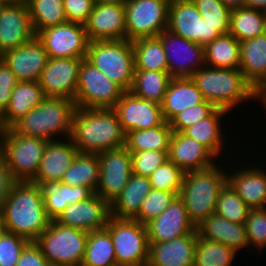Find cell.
Segmentation results:
<instances>
[{"instance_id": "cell-1", "label": "cell", "mask_w": 266, "mask_h": 266, "mask_svg": "<svg viewBox=\"0 0 266 266\" xmlns=\"http://www.w3.org/2000/svg\"><path fill=\"white\" fill-rule=\"evenodd\" d=\"M1 215L6 231L28 241H35L51 222L39 185L31 181L13 183L7 192Z\"/></svg>"}, {"instance_id": "cell-2", "label": "cell", "mask_w": 266, "mask_h": 266, "mask_svg": "<svg viewBox=\"0 0 266 266\" xmlns=\"http://www.w3.org/2000/svg\"><path fill=\"white\" fill-rule=\"evenodd\" d=\"M69 138L79 153L98 154L126 146V134L114 109L76 108Z\"/></svg>"}, {"instance_id": "cell-3", "label": "cell", "mask_w": 266, "mask_h": 266, "mask_svg": "<svg viewBox=\"0 0 266 266\" xmlns=\"http://www.w3.org/2000/svg\"><path fill=\"white\" fill-rule=\"evenodd\" d=\"M217 161L210 168L184 173L178 196L185 204L188 218L195 227L215 213L219 192L227 183L229 165L223 159Z\"/></svg>"}, {"instance_id": "cell-4", "label": "cell", "mask_w": 266, "mask_h": 266, "mask_svg": "<svg viewBox=\"0 0 266 266\" xmlns=\"http://www.w3.org/2000/svg\"><path fill=\"white\" fill-rule=\"evenodd\" d=\"M191 79L202 93L204 100L227 111L241 102L256 101L255 89L246 81L240 69L213 68L205 65Z\"/></svg>"}, {"instance_id": "cell-5", "label": "cell", "mask_w": 266, "mask_h": 266, "mask_svg": "<svg viewBox=\"0 0 266 266\" xmlns=\"http://www.w3.org/2000/svg\"><path fill=\"white\" fill-rule=\"evenodd\" d=\"M76 108L74 100L46 97L38 106L24 115L12 129L16 133L46 141L59 138L66 140L71 135Z\"/></svg>"}, {"instance_id": "cell-6", "label": "cell", "mask_w": 266, "mask_h": 266, "mask_svg": "<svg viewBox=\"0 0 266 266\" xmlns=\"http://www.w3.org/2000/svg\"><path fill=\"white\" fill-rule=\"evenodd\" d=\"M89 232L51 220L34 241L51 266H81Z\"/></svg>"}, {"instance_id": "cell-7", "label": "cell", "mask_w": 266, "mask_h": 266, "mask_svg": "<svg viewBox=\"0 0 266 266\" xmlns=\"http://www.w3.org/2000/svg\"><path fill=\"white\" fill-rule=\"evenodd\" d=\"M86 59L124 91L130 90L134 76L132 41L123 39L89 42Z\"/></svg>"}, {"instance_id": "cell-8", "label": "cell", "mask_w": 266, "mask_h": 266, "mask_svg": "<svg viewBox=\"0 0 266 266\" xmlns=\"http://www.w3.org/2000/svg\"><path fill=\"white\" fill-rule=\"evenodd\" d=\"M48 141L6 129L1 156L14 181H32L39 169Z\"/></svg>"}, {"instance_id": "cell-9", "label": "cell", "mask_w": 266, "mask_h": 266, "mask_svg": "<svg viewBox=\"0 0 266 266\" xmlns=\"http://www.w3.org/2000/svg\"><path fill=\"white\" fill-rule=\"evenodd\" d=\"M106 228L113 240L117 266H147L149 240L144 224L110 216Z\"/></svg>"}, {"instance_id": "cell-10", "label": "cell", "mask_w": 266, "mask_h": 266, "mask_svg": "<svg viewBox=\"0 0 266 266\" xmlns=\"http://www.w3.org/2000/svg\"><path fill=\"white\" fill-rule=\"evenodd\" d=\"M124 92L86 58L82 59L74 99L77 108L113 109Z\"/></svg>"}, {"instance_id": "cell-11", "label": "cell", "mask_w": 266, "mask_h": 266, "mask_svg": "<svg viewBox=\"0 0 266 266\" xmlns=\"http://www.w3.org/2000/svg\"><path fill=\"white\" fill-rule=\"evenodd\" d=\"M170 0H126L127 40L157 37L168 27Z\"/></svg>"}, {"instance_id": "cell-12", "label": "cell", "mask_w": 266, "mask_h": 266, "mask_svg": "<svg viewBox=\"0 0 266 266\" xmlns=\"http://www.w3.org/2000/svg\"><path fill=\"white\" fill-rule=\"evenodd\" d=\"M167 30L203 46L223 35L202 19L192 0H170Z\"/></svg>"}, {"instance_id": "cell-13", "label": "cell", "mask_w": 266, "mask_h": 266, "mask_svg": "<svg viewBox=\"0 0 266 266\" xmlns=\"http://www.w3.org/2000/svg\"><path fill=\"white\" fill-rule=\"evenodd\" d=\"M98 158L100 173L95 194L111 205L133 174L131 153L123 146L100 152Z\"/></svg>"}, {"instance_id": "cell-14", "label": "cell", "mask_w": 266, "mask_h": 266, "mask_svg": "<svg viewBox=\"0 0 266 266\" xmlns=\"http://www.w3.org/2000/svg\"><path fill=\"white\" fill-rule=\"evenodd\" d=\"M48 58L87 57L89 40L85 25L70 21L45 28L36 34Z\"/></svg>"}, {"instance_id": "cell-15", "label": "cell", "mask_w": 266, "mask_h": 266, "mask_svg": "<svg viewBox=\"0 0 266 266\" xmlns=\"http://www.w3.org/2000/svg\"><path fill=\"white\" fill-rule=\"evenodd\" d=\"M157 37L162 42L168 72L172 78L191 77L205 66L203 45L175 35L167 29Z\"/></svg>"}, {"instance_id": "cell-16", "label": "cell", "mask_w": 266, "mask_h": 266, "mask_svg": "<svg viewBox=\"0 0 266 266\" xmlns=\"http://www.w3.org/2000/svg\"><path fill=\"white\" fill-rule=\"evenodd\" d=\"M81 58H48L39 78L45 97L74 100Z\"/></svg>"}, {"instance_id": "cell-17", "label": "cell", "mask_w": 266, "mask_h": 266, "mask_svg": "<svg viewBox=\"0 0 266 266\" xmlns=\"http://www.w3.org/2000/svg\"><path fill=\"white\" fill-rule=\"evenodd\" d=\"M113 109L125 134L158 127L165 122L161 104L138 98L130 91L123 93Z\"/></svg>"}, {"instance_id": "cell-18", "label": "cell", "mask_w": 266, "mask_h": 266, "mask_svg": "<svg viewBox=\"0 0 266 266\" xmlns=\"http://www.w3.org/2000/svg\"><path fill=\"white\" fill-rule=\"evenodd\" d=\"M244 163L241 162L239 166L231 163V169L236 167L232 169L233 172L227 169V183L251 209L266 208V166L263 167L262 162L261 165L258 162L257 166L255 161L254 166L250 161L248 163L251 165L245 166Z\"/></svg>"}, {"instance_id": "cell-19", "label": "cell", "mask_w": 266, "mask_h": 266, "mask_svg": "<svg viewBox=\"0 0 266 266\" xmlns=\"http://www.w3.org/2000/svg\"><path fill=\"white\" fill-rule=\"evenodd\" d=\"M110 205L95 193L89 198L69 204L56 221L62 225L92 232L106 228Z\"/></svg>"}, {"instance_id": "cell-20", "label": "cell", "mask_w": 266, "mask_h": 266, "mask_svg": "<svg viewBox=\"0 0 266 266\" xmlns=\"http://www.w3.org/2000/svg\"><path fill=\"white\" fill-rule=\"evenodd\" d=\"M149 242H168L197 232L188 218L183 201L177 196L156 218L145 224Z\"/></svg>"}, {"instance_id": "cell-21", "label": "cell", "mask_w": 266, "mask_h": 266, "mask_svg": "<svg viewBox=\"0 0 266 266\" xmlns=\"http://www.w3.org/2000/svg\"><path fill=\"white\" fill-rule=\"evenodd\" d=\"M0 58L12 70L18 81H39L48 55L40 40L34 36L22 46L4 52Z\"/></svg>"}, {"instance_id": "cell-22", "label": "cell", "mask_w": 266, "mask_h": 266, "mask_svg": "<svg viewBox=\"0 0 266 266\" xmlns=\"http://www.w3.org/2000/svg\"><path fill=\"white\" fill-rule=\"evenodd\" d=\"M85 30L89 42L127 39L124 4H94Z\"/></svg>"}, {"instance_id": "cell-23", "label": "cell", "mask_w": 266, "mask_h": 266, "mask_svg": "<svg viewBox=\"0 0 266 266\" xmlns=\"http://www.w3.org/2000/svg\"><path fill=\"white\" fill-rule=\"evenodd\" d=\"M168 160L184 173L204 170L217 163V158L204 145L186 136L183 132L172 133Z\"/></svg>"}, {"instance_id": "cell-24", "label": "cell", "mask_w": 266, "mask_h": 266, "mask_svg": "<svg viewBox=\"0 0 266 266\" xmlns=\"http://www.w3.org/2000/svg\"><path fill=\"white\" fill-rule=\"evenodd\" d=\"M34 36L27 5H5L0 14V56Z\"/></svg>"}, {"instance_id": "cell-25", "label": "cell", "mask_w": 266, "mask_h": 266, "mask_svg": "<svg viewBox=\"0 0 266 266\" xmlns=\"http://www.w3.org/2000/svg\"><path fill=\"white\" fill-rule=\"evenodd\" d=\"M197 232L168 242H149L147 266H194Z\"/></svg>"}, {"instance_id": "cell-26", "label": "cell", "mask_w": 266, "mask_h": 266, "mask_svg": "<svg viewBox=\"0 0 266 266\" xmlns=\"http://www.w3.org/2000/svg\"><path fill=\"white\" fill-rule=\"evenodd\" d=\"M78 153L70 138L66 141L63 139L48 141L39 169L31 182L61 181Z\"/></svg>"}, {"instance_id": "cell-27", "label": "cell", "mask_w": 266, "mask_h": 266, "mask_svg": "<svg viewBox=\"0 0 266 266\" xmlns=\"http://www.w3.org/2000/svg\"><path fill=\"white\" fill-rule=\"evenodd\" d=\"M196 231L199 237L225 244L236 253L249 248L244 223L230 222L216 213L196 226Z\"/></svg>"}, {"instance_id": "cell-28", "label": "cell", "mask_w": 266, "mask_h": 266, "mask_svg": "<svg viewBox=\"0 0 266 266\" xmlns=\"http://www.w3.org/2000/svg\"><path fill=\"white\" fill-rule=\"evenodd\" d=\"M33 183L39 185L46 214L51 220H56L69 204L81 202L94 194L89 187L71 186L61 181Z\"/></svg>"}, {"instance_id": "cell-29", "label": "cell", "mask_w": 266, "mask_h": 266, "mask_svg": "<svg viewBox=\"0 0 266 266\" xmlns=\"http://www.w3.org/2000/svg\"><path fill=\"white\" fill-rule=\"evenodd\" d=\"M204 97L191 77L171 78L164 101L161 104L165 122H170L177 114L203 103Z\"/></svg>"}, {"instance_id": "cell-30", "label": "cell", "mask_w": 266, "mask_h": 266, "mask_svg": "<svg viewBox=\"0 0 266 266\" xmlns=\"http://www.w3.org/2000/svg\"><path fill=\"white\" fill-rule=\"evenodd\" d=\"M45 98L39 82L18 81L12 91L7 109L0 116L5 128H12L24 115L38 106Z\"/></svg>"}, {"instance_id": "cell-31", "label": "cell", "mask_w": 266, "mask_h": 266, "mask_svg": "<svg viewBox=\"0 0 266 266\" xmlns=\"http://www.w3.org/2000/svg\"><path fill=\"white\" fill-rule=\"evenodd\" d=\"M227 113L230 114V112L225 109L217 108L210 116L189 126L183 131V133L204 145L216 158L219 159L220 156L223 157V151L224 153L226 151L223 148L225 146L224 143H227L223 134L225 133V130H222L221 124L223 123L222 120H224L223 117L228 115Z\"/></svg>"}, {"instance_id": "cell-32", "label": "cell", "mask_w": 266, "mask_h": 266, "mask_svg": "<svg viewBox=\"0 0 266 266\" xmlns=\"http://www.w3.org/2000/svg\"><path fill=\"white\" fill-rule=\"evenodd\" d=\"M240 71L256 89L266 78V33L240 42Z\"/></svg>"}, {"instance_id": "cell-33", "label": "cell", "mask_w": 266, "mask_h": 266, "mask_svg": "<svg viewBox=\"0 0 266 266\" xmlns=\"http://www.w3.org/2000/svg\"><path fill=\"white\" fill-rule=\"evenodd\" d=\"M152 190L148 177L132 174L121 194L110 205V216L118 219H133L145 197Z\"/></svg>"}, {"instance_id": "cell-34", "label": "cell", "mask_w": 266, "mask_h": 266, "mask_svg": "<svg viewBox=\"0 0 266 266\" xmlns=\"http://www.w3.org/2000/svg\"><path fill=\"white\" fill-rule=\"evenodd\" d=\"M205 65L213 68L239 69L240 42L231 34H223L204 46Z\"/></svg>"}, {"instance_id": "cell-35", "label": "cell", "mask_w": 266, "mask_h": 266, "mask_svg": "<svg viewBox=\"0 0 266 266\" xmlns=\"http://www.w3.org/2000/svg\"><path fill=\"white\" fill-rule=\"evenodd\" d=\"M100 162L98 154L78 153L65 171L61 183L86 186L94 193L98 187Z\"/></svg>"}, {"instance_id": "cell-36", "label": "cell", "mask_w": 266, "mask_h": 266, "mask_svg": "<svg viewBox=\"0 0 266 266\" xmlns=\"http://www.w3.org/2000/svg\"><path fill=\"white\" fill-rule=\"evenodd\" d=\"M171 78L165 71L134 70L129 91L138 98L162 104Z\"/></svg>"}, {"instance_id": "cell-37", "label": "cell", "mask_w": 266, "mask_h": 266, "mask_svg": "<svg viewBox=\"0 0 266 266\" xmlns=\"http://www.w3.org/2000/svg\"><path fill=\"white\" fill-rule=\"evenodd\" d=\"M132 45L134 70L168 72L165 51L158 37L138 38L132 41Z\"/></svg>"}, {"instance_id": "cell-38", "label": "cell", "mask_w": 266, "mask_h": 266, "mask_svg": "<svg viewBox=\"0 0 266 266\" xmlns=\"http://www.w3.org/2000/svg\"><path fill=\"white\" fill-rule=\"evenodd\" d=\"M229 34L239 42L266 33V13L245 7L231 10Z\"/></svg>"}, {"instance_id": "cell-39", "label": "cell", "mask_w": 266, "mask_h": 266, "mask_svg": "<svg viewBox=\"0 0 266 266\" xmlns=\"http://www.w3.org/2000/svg\"><path fill=\"white\" fill-rule=\"evenodd\" d=\"M172 129L168 122L146 130H134L126 134V148L130 153L157 150L168 151Z\"/></svg>"}, {"instance_id": "cell-40", "label": "cell", "mask_w": 266, "mask_h": 266, "mask_svg": "<svg viewBox=\"0 0 266 266\" xmlns=\"http://www.w3.org/2000/svg\"><path fill=\"white\" fill-rule=\"evenodd\" d=\"M81 266H117L113 240L107 228L89 232Z\"/></svg>"}, {"instance_id": "cell-41", "label": "cell", "mask_w": 266, "mask_h": 266, "mask_svg": "<svg viewBox=\"0 0 266 266\" xmlns=\"http://www.w3.org/2000/svg\"><path fill=\"white\" fill-rule=\"evenodd\" d=\"M27 7L35 35L45 28L68 21L63 0H28Z\"/></svg>"}, {"instance_id": "cell-42", "label": "cell", "mask_w": 266, "mask_h": 266, "mask_svg": "<svg viewBox=\"0 0 266 266\" xmlns=\"http://www.w3.org/2000/svg\"><path fill=\"white\" fill-rule=\"evenodd\" d=\"M235 255L225 244L197 236L194 266H232Z\"/></svg>"}, {"instance_id": "cell-43", "label": "cell", "mask_w": 266, "mask_h": 266, "mask_svg": "<svg viewBox=\"0 0 266 266\" xmlns=\"http://www.w3.org/2000/svg\"><path fill=\"white\" fill-rule=\"evenodd\" d=\"M250 209L234 189L226 183L219 192L215 213L230 222L244 223Z\"/></svg>"}, {"instance_id": "cell-44", "label": "cell", "mask_w": 266, "mask_h": 266, "mask_svg": "<svg viewBox=\"0 0 266 266\" xmlns=\"http://www.w3.org/2000/svg\"><path fill=\"white\" fill-rule=\"evenodd\" d=\"M184 172L170 160L160 165L148 178L152 189L179 195Z\"/></svg>"}, {"instance_id": "cell-45", "label": "cell", "mask_w": 266, "mask_h": 266, "mask_svg": "<svg viewBox=\"0 0 266 266\" xmlns=\"http://www.w3.org/2000/svg\"><path fill=\"white\" fill-rule=\"evenodd\" d=\"M249 250L262 255L266 246V208L250 209L244 222Z\"/></svg>"}, {"instance_id": "cell-46", "label": "cell", "mask_w": 266, "mask_h": 266, "mask_svg": "<svg viewBox=\"0 0 266 266\" xmlns=\"http://www.w3.org/2000/svg\"><path fill=\"white\" fill-rule=\"evenodd\" d=\"M197 9L211 26H217L222 34H227L230 28L231 9L226 7L220 0H192Z\"/></svg>"}, {"instance_id": "cell-47", "label": "cell", "mask_w": 266, "mask_h": 266, "mask_svg": "<svg viewBox=\"0 0 266 266\" xmlns=\"http://www.w3.org/2000/svg\"><path fill=\"white\" fill-rule=\"evenodd\" d=\"M177 196L176 193L152 189L143 200L139 213L133 219L145 225L159 216Z\"/></svg>"}, {"instance_id": "cell-48", "label": "cell", "mask_w": 266, "mask_h": 266, "mask_svg": "<svg viewBox=\"0 0 266 266\" xmlns=\"http://www.w3.org/2000/svg\"><path fill=\"white\" fill-rule=\"evenodd\" d=\"M216 109L217 107L213 103L204 101L199 105L187 108L177 114L169 122L170 127L173 132H183L189 126H192L203 118L210 116Z\"/></svg>"}, {"instance_id": "cell-49", "label": "cell", "mask_w": 266, "mask_h": 266, "mask_svg": "<svg viewBox=\"0 0 266 266\" xmlns=\"http://www.w3.org/2000/svg\"><path fill=\"white\" fill-rule=\"evenodd\" d=\"M133 174L149 177L168 160V151L148 150L131 153Z\"/></svg>"}, {"instance_id": "cell-50", "label": "cell", "mask_w": 266, "mask_h": 266, "mask_svg": "<svg viewBox=\"0 0 266 266\" xmlns=\"http://www.w3.org/2000/svg\"><path fill=\"white\" fill-rule=\"evenodd\" d=\"M29 242L22 236L5 231L0 237V266H16L23 248Z\"/></svg>"}, {"instance_id": "cell-51", "label": "cell", "mask_w": 266, "mask_h": 266, "mask_svg": "<svg viewBox=\"0 0 266 266\" xmlns=\"http://www.w3.org/2000/svg\"><path fill=\"white\" fill-rule=\"evenodd\" d=\"M94 4V0H63L67 20L85 25Z\"/></svg>"}, {"instance_id": "cell-52", "label": "cell", "mask_w": 266, "mask_h": 266, "mask_svg": "<svg viewBox=\"0 0 266 266\" xmlns=\"http://www.w3.org/2000/svg\"><path fill=\"white\" fill-rule=\"evenodd\" d=\"M18 80L12 70L0 58V116L8 107L13 89Z\"/></svg>"}, {"instance_id": "cell-53", "label": "cell", "mask_w": 266, "mask_h": 266, "mask_svg": "<svg viewBox=\"0 0 266 266\" xmlns=\"http://www.w3.org/2000/svg\"><path fill=\"white\" fill-rule=\"evenodd\" d=\"M16 266H51L39 246L30 241L22 250Z\"/></svg>"}, {"instance_id": "cell-54", "label": "cell", "mask_w": 266, "mask_h": 266, "mask_svg": "<svg viewBox=\"0 0 266 266\" xmlns=\"http://www.w3.org/2000/svg\"><path fill=\"white\" fill-rule=\"evenodd\" d=\"M14 182L15 181L11 177L10 171L6 166L4 158L0 155V189H4L6 192H8Z\"/></svg>"}, {"instance_id": "cell-55", "label": "cell", "mask_w": 266, "mask_h": 266, "mask_svg": "<svg viewBox=\"0 0 266 266\" xmlns=\"http://www.w3.org/2000/svg\"><path fill=\"white\" fill-rule=\"evenodd\" d=\"M243 7L266 13V0H245Z\"/></svg>"}, {"instance_id": "cell-56", "label": "cell", "mask_w": 266, "mask_h": 266, "mask_svg": "<svg viewBox=\"0 0 266 266\" xmlns=\"http://www.w3.org/2000/svg\"><path fill=\"white\" fill-rule=\"evenodd\" d=\"M256 102L264 103L266 101V78L265 80L255 89Z\"/></svg>"}, {"instance_id": "cell-57", "label": "cell", "mask_w": 266, "mask_h": 266, "mask_svg": "<svg viewBox=\"0 0 266 266\" xmlns=\"http://www.w3.org/2000/svg\"><path fill=\"white\" fill-rule=\"evenodd\" d=\"M229 9H236L243 7L245 0H220Z\"/></svg>"}, {"instance_id": "cell-58", "label": "cell", "mask_w": 266, "mask_h": 266, "mask_svg": "<svg viewBox=\"0 0 266 266\" xmlns=\"http://www.w3.org/2000/svg\"><path fill=\"white\" fill-rule=\"evenodd\" d=\"M4 5H27L28 0H0Z\"/></svg>"}, {"instance_id": "cell-59", "label": "cell", "mask_w": 266, "mask_h": 266, "mask_svg": "<svg viewBox=\"0 0 266 266\" xmlns=\"http://www.w3.org/2000/svg\"><path fill=\"white\" fill-rule=\"evenodd\" d=\"M126 0H94L95 4H124Z\"/></svg>"}, {"instance_id": "cell-60", "label": "cell", "mask_w": 266, "mask_h": 266, "mask_svg": "<svg viewBox=\"0 0 266 266\" xmlns=\"http://www.w3.org/2000/svg\"><path fill=\"white\" fill-rule=\"evenodd\" d=\"M5 131H6V128L3 124L2 119L0 118V155L2 152V146H3V139H4Z\"/></svg>"}, {"instance_id": "cell-61", "label": "cell", "mask_w": 266, "mask_h": 266, "mask_svg": "<svg viewBox=\"0 0 266 266\" xmlns=\"http://www.w3.org/2000/svg\"><path fill=\"white\" fill-rule=\"evenodd\" d=\"M7 192L4 189H0V214L2 213L3 204L6 200Z\"/></svg>"}, {"instance_id": "cell-62", "label": "cell", "mask_w": 266, "mask_h": 266, "mask_svg": "<svg viewBox=\"0 0 266 266\" xmlns=\"http://www.w3.org/2000/svg\"><path fill=\"white\" fill-rule=\"evenodd\" d=\"M5 224H4V221H3V217L2 215L0 214V237L5 233Z\"/></svg>"}, {"instance_id": "cell-63", "label": "cell", "mask_w": 266, "mask_h": 266, "mask_svg": "<svg viewBox=\"0 0 266 266\" xmlns=\"http://www.w3.org/2000/svg\"><path fill=\"white\" fill-rule=\"evenodd\" d=\"M4 6H5V5H4L3 3L0 2V14H1V11H2V9H3Z\"/></svg>"}, {"instance_id": "cell-64", "label": "cell", "mask_w": 266, "mask_h": 266, "mask_svg": "<svg viewBox=\"0 0 266 266\" xmlns=\"http://www.w3.org/2000/svg\"><path fill=\"white\" fill-rule=\"evenodd\" d=\"M265 108L264 110L266 111V101L263 104H260V106H262Z\"/></svg>"}]
</instances>
